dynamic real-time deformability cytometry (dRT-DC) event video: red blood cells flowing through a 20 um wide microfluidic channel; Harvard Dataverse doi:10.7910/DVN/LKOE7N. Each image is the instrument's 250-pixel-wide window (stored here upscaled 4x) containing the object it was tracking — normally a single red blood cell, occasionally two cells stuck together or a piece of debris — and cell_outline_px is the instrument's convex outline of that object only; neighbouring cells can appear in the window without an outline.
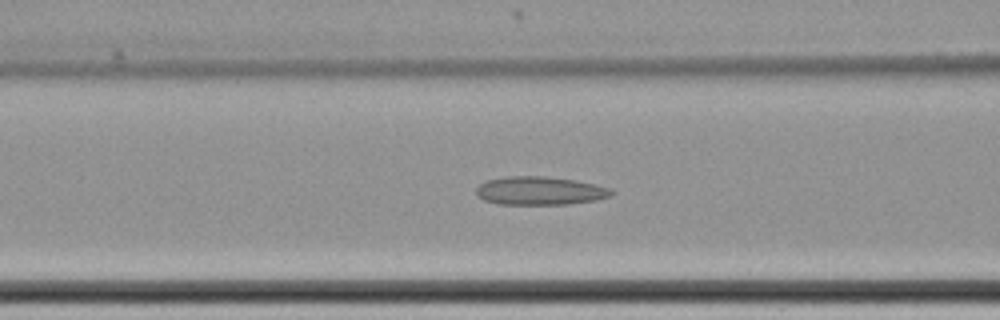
{"species": "common noctule bat (a hibernating species)", "species_latin": "Nyctalus noctula", "temperature_condition": "cold", "stored_images_in_passage": 54, "segment_of_instrument_passage": [1, 2], "camera_frame_rate_fps": 3000, "um_per_image_px": 0.085, "animal": {"sex": "female", "body_mass_g": 22.7, "forearm_length_mm": 54.2}, "frame": {"image": 1, "passage_image": 30, "time_ms": 9.667, "image_size_px": [1000, 320], "cell_outline_px": [[616, 192], [612, 196], [596, 200], [568, 204], [496, 204], [484, 200], [476, 196], [476, 188], [484, 180], [504, 176], [544, 176], [576, 180], [596, 184], [612, 188]], "centroid_in_image_um": [45.9, 16.21], "position_along_channel_um": 120.7, "area_um2": 22.77}}
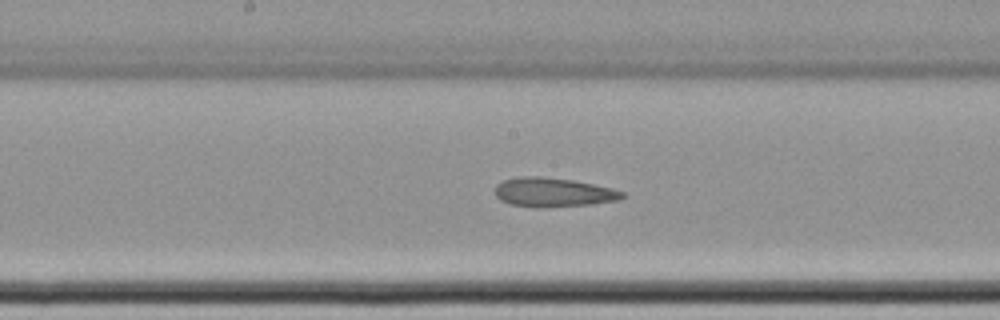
{"frame": {"image": 2, "passage_image": 37, "time_ms": 12.0, "image_size_px": [1000, 320], "cell_outline_px": [[628, 196], [620, 200], [592, 204], [544, 208], [536, 208], [512, 204], [500, 200], [496, 196], [496, 184], [504, 180], [516, 176], [540, 176], [572, 180], [612, 188], [624, 192]], "centroid_in_image_um": [47.05, 16.35], "position_along_channel_um": 201.2, "area_um2": 21.85}}
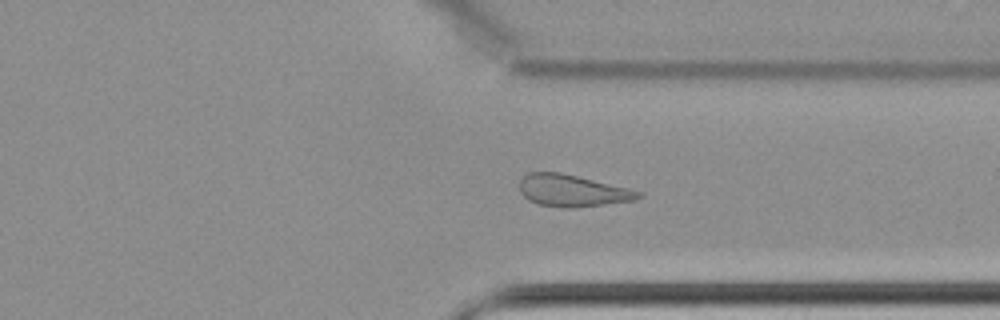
{"frame": {"image": 3, "passage_image": 51, "time_ms": 16.667, "image_size_px": [1000, 320], "cell_outline_px": [[644, 196], [632, 200], [572, 208], [564, 208], [540, 204], [528, 200], [520, 192], [520, 180], [528, 172], [560, 172], [628, 188], [644, 192]], "centroid_in_image_um": [48.64, 16.2], "position_along_channel_um": 362.8, "area_um2": 21.85}}